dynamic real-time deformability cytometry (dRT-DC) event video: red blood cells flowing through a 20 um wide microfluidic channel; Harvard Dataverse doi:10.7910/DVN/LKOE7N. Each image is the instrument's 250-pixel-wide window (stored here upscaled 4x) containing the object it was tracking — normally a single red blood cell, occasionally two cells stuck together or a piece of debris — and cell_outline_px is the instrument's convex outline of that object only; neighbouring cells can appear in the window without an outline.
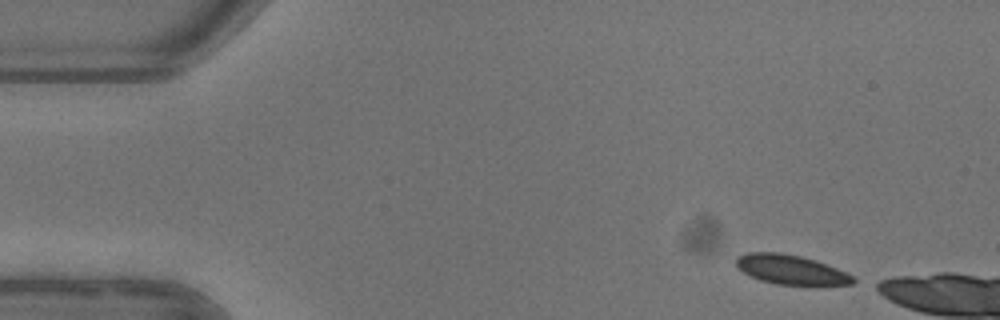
{"species": "common noctule bat (a hibernating species)", "species_latin": "Nyctalus noctula", "temperature_condition": "warm", "stored_images_in_passage": 3, "camera_frame_rate_fps": 3000, "um_per_image_px": 0.085, "animal": {"sex": "female"}, "frame": {"image": 1, "passage_image": 1, "time_ms": 0.0, "image_size_px": [1000, 320], "cell_outline_px": [[856, 280], [852, 284], [816, 288], [776, 284], [760, 280], [736, 268], [736, 256], [748, 252], [780, 252], [800, 256], [816, 260], [836, 268], [852, 276]], "centroid_in_image_um": [67.27, 22.96], "position_along_channel_um": 17.7, "area_um2": 20.87}}